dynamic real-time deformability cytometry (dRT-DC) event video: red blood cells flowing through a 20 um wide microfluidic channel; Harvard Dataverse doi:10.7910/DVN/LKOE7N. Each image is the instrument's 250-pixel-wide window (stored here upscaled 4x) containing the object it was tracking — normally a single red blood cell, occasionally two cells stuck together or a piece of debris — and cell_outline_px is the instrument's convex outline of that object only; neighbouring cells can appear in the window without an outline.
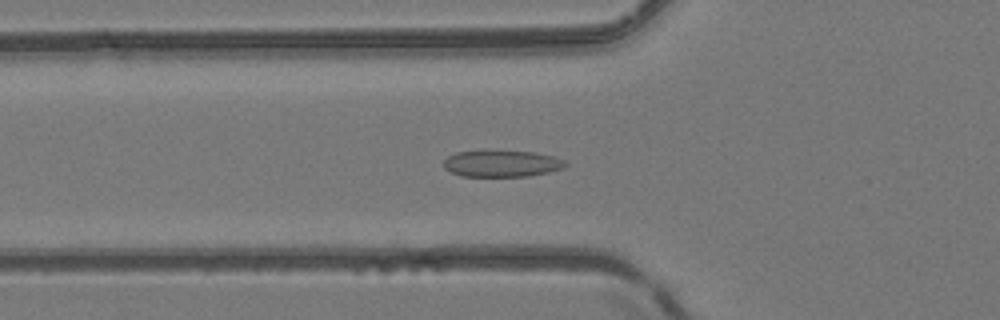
{"species": "common noctule bat (a hibernating species)", "species_latin": "Nyctalus noctula", "temperature_condition": "room temperature", "stored_images_in_passage": 48, "camera_frame_rate_fps": 3000, "um_per_image_px": 0.085, "animal": {"sex": "female", "body_mass_g": 24.6, "forearm_length_mm": 56.2}, "frame": {"image": 1, "passage_image": 15, "time_ms": 4.667, "image_size_px": [1000, 320], "cell_outline_px": [[568, 164], [564, 168], [548, 172], [528, 176], [460, 176], [444, 168], [444, 160], [448, 156], [456, 152], [484, 148], [488, 148], [536, 152], [552, 156], [564, 160]], "centroid_in_image_um": [42.62, 13.85], "position_along_channel_um": 83.2, "area_um2": 19.65}}
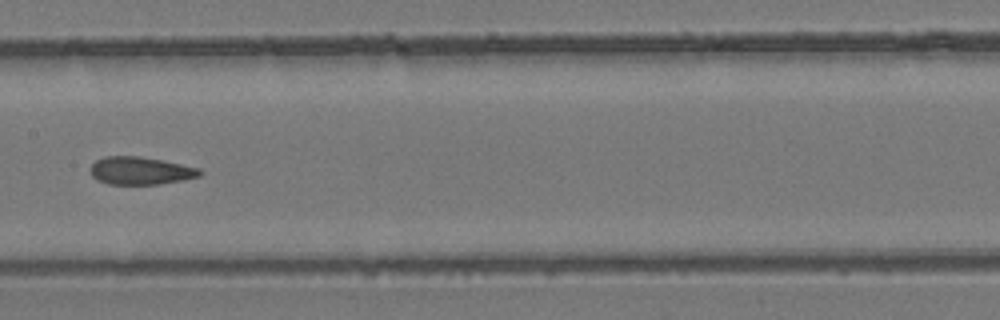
{"frame": {"image": 2, "passage_image": 23, "time_ms": 7.333, "image_size_px": [1000, 320], "cell_outline_px": [[204, 172], [200, 176], [160, 184], [108, 184], [96, 180], [92, 176], [88, 168], [96, 160], [104, 156], [140, 156], [200, 168]], "centroid_in_image_um": [11.9, 14.51], "position_along_channel_um": 195.5, "area_um2": 17.74}}
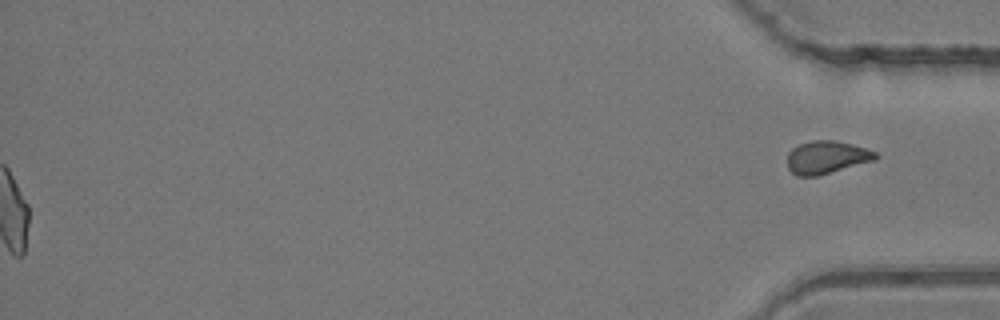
{"frame": {"image": 3, "passage_image": 48, "time_ms": 15.667, "image_size_px": [1000, 320], "cell_outline_px": [[880, 156], [876, 160], [816, 176], [796, 176], [788, 168], [788, 152], [792, 148], [800, 144], [812, 140], [836, 140], [852, 144], [876, 152]], "centroid_in_image_um": [70.27, 13.36], "position_along_channel_um": 364.9, "area_um2": 16.88}}